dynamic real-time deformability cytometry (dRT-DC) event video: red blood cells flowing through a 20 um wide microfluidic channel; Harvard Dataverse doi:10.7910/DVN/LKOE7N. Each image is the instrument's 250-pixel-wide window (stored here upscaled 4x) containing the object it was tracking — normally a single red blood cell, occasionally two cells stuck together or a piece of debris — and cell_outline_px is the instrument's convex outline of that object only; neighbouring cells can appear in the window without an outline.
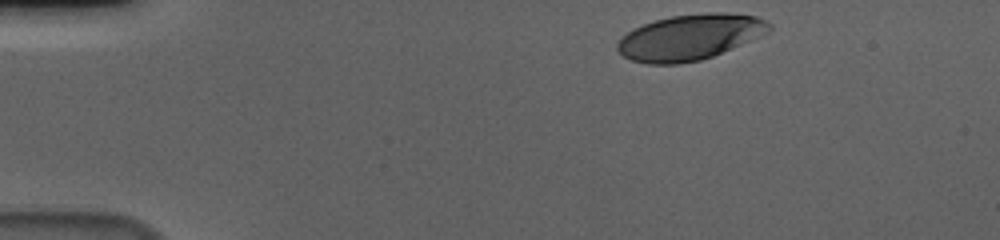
{"species": "human", "species_latin": "Homo sapiens", "temperature_condition": "cold", "stored_images_in_passage": 40, "camera_frame_rate_fps": 3000, "um_per_image_px": 0.085, "donor": {"sex": "male"}, "frame": {"image": 1, "passage_image": 1, "time_ms": 0.0, "image_size_px": [1000, 240], "cell_outline_px": [[772, 28], [760, 36], [712, 56], [700, 60], [680, 64], [648, 64], [632, 60], [624, 56], [616, 48], [616, 44], [628, 32], [644, 24], [656, 20], [672, 16], [708, 12], [728, 12], [756, 16], [772, 24]], "centroid_in_image_um": [58.65, 3.15], "position_along_channel_um": 26.3, "area_um2": 40.0}}
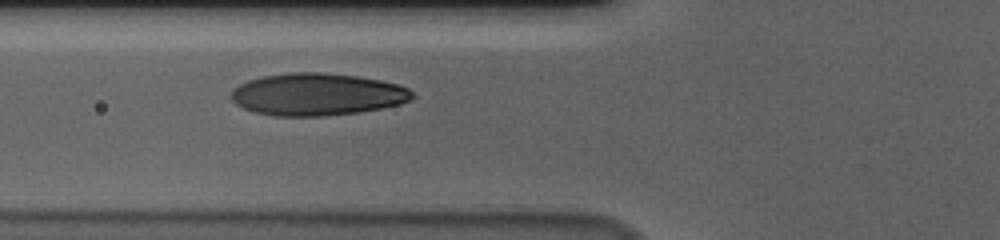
{"frame": {"image": 2, "passage_image": 14, "time_ms": 4.333, "image_size_px": [1000, 240], "cell_outline_px": [[412, 96], [408, 100], [400, 104], [360, 112], [324, 116], [276, 116], [256, 112], [244, 108], [236, 104], [232, 100], [232, 88], [248, 80], [264, 76], [292, 72], [320, 72], [356, 76], [380, 80], [400, 84], [408, 88], [412, 92]], "centroid_in_image_um": [26.95, 8.02], "position_along_channel_um": 98.9, "area_um2": 44.45}}
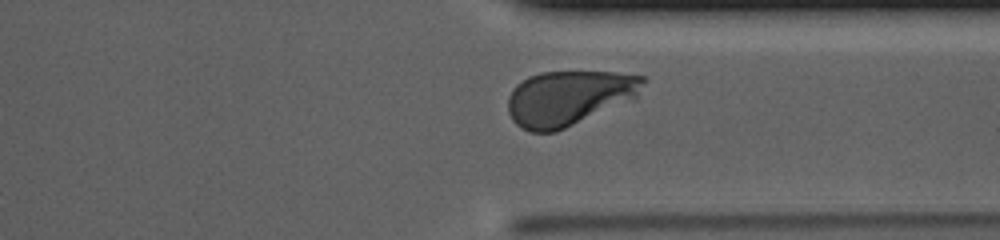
{"frame": {"image": 3, "passage_image": 36, "time_ms": 11.667, "image_size_px": [1000, 240], "cell_outline_px": [[648, 80], [636, 100], [556, 132], [528, 132], [516, 124], [512, 120], [508, 112], [508, 96], [512, 88], [516, 84], [528, 76], [540, 72], [616, 72], [648, 76]], "centroid_in_image_um": [48.42, 8.33], "position_along_channel_um": 363.0, "area_um2": 44.39}, "authors_computed_cell_mechanics": {"area_um2": 43.2055, "velocity_mm_per_s": 3.5998, "shape_relaxation_time_tau1_ms": 2.7114, "shape_relaxation_time_tau2_ms": null, "deformation_change_tau1": 0.1663, "deformation_change_tau2": null}}